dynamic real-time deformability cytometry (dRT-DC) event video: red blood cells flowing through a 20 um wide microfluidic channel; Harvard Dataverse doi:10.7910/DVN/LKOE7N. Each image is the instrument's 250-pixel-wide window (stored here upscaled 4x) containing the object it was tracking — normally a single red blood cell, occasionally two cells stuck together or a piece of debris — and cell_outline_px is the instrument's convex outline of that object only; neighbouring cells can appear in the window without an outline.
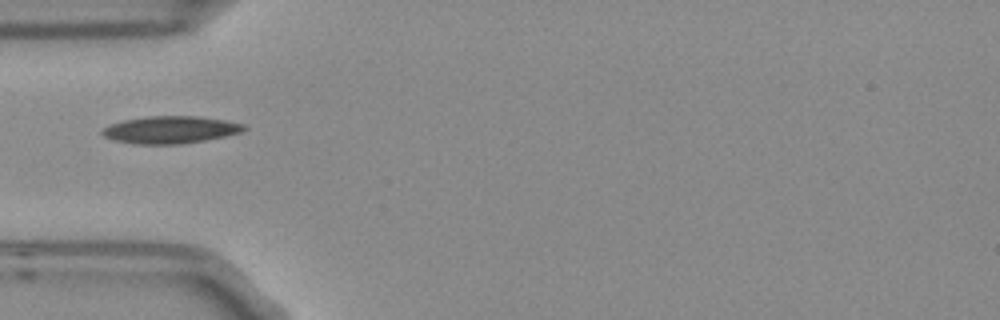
{"species": "Egyptian fruit bat (a non-hibernating species)", "species_latin": "Rousettus aegyptiacus", "temperature_condition": "room temperature", "stored_images_in_passage": 5, "camera_frame_rate_fps": 3000, "um_per_image_px": 0.085, "frame": {"image": 1, "passage_image": 1, "time_ms": 0.0, "image_size_px": [1000, 320], "cell_outline_px": [[248, 128], [244, 132], [204, 140], [180, 144], [136, 144], [116, 140], [104, 136], [100, 132], [108, 124], [124, 120], [148, 116], [196, 116], [224, 120], [244, 124]], "centroid_in_image_um": [14.5, 11.02], "position_along_channel_um": 70.5, "area_um2": 22.48}}
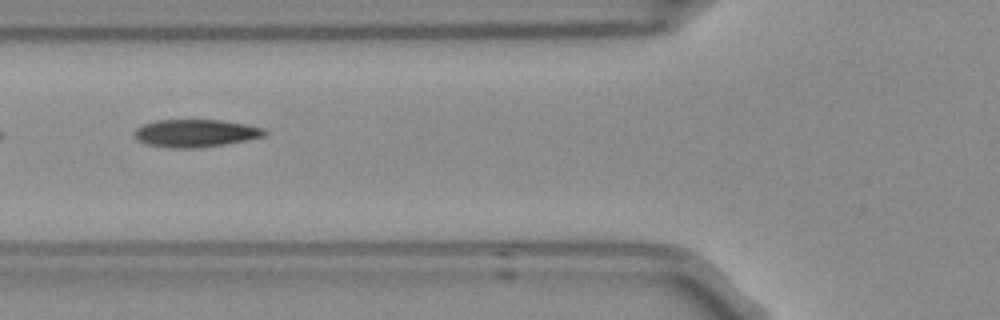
{"frame": {"image": 2, "passage_image": 2, "time_ms": 0.333, "image_size_px": [1000, 320], "cell_outline_px": [[268, 132], [264, 136], [224, 144], [192, 148], [172, 148], [148, 144], [132, 136], [132, 132], [136, 128], [144, 124], [156, 120], [224, 120], [248, 124], [264, 128]], "centroid_in_image_um": [16.62, 11.3], "position_along_channel_um": 109.2, "area_um2": 20.92}}
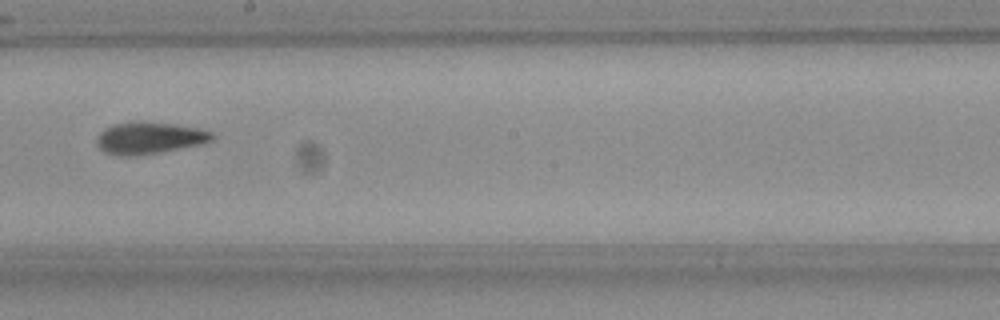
{"frame": {"image": 3, "passage_image": 5, "time_ms": 1.333, "image_size_px": [1000, 320], "cell_outline_px": [[216, 136], [212, 140], [204, 144], [160, 152], [128, 156], [104, 152], [96, 144], [96, 140], [100, 132], [104, 128], [116, 124], [144, 120], [172, 124], [196, 128], [212, 132]], "centroid_in_image_um": [12.72, 11.72], "position_along_channel_um": 235.5, "area_um2": 21.39}}